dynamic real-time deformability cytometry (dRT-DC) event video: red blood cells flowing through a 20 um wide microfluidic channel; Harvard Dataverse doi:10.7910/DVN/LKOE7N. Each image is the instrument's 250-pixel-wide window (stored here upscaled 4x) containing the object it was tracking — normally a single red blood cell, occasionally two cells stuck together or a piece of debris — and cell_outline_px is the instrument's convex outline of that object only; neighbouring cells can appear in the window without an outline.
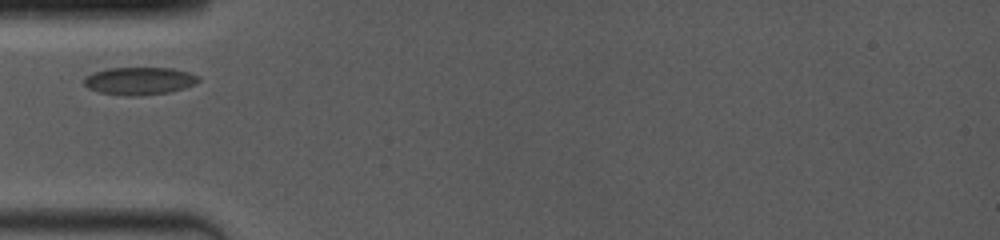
{"species": "common noctule bat (a hibernating species)", "species_latin": "Nyctalus noctula", "temperature_condition": "room temperature", "stored_images_in_passage": 35, "camera_frame_rate_fps": 4000, "um_per_image_px": 0.085, "animal": {"sex": "female", "body_mass_g": 19.0, "forearm_length_mm": 53.3}, "frame": {"image": 1, "passage_image": 1, "time_ms": 0.0, "image_size_px": [1000, 240], "cell_outline_px": [[200, 80], [196, 84], [184, 88], [168, 92], [140, 96], [124, 96], [100, 92], [88, 88], [84, 84], [84, 76], [92, 72], [108, 68], [172, 68], [188, 72], [200, 76]], "centroid_in_image_um": [11.84, 6.88], "position_along_channel_um": 73.2, "area_um2": 18.61}}
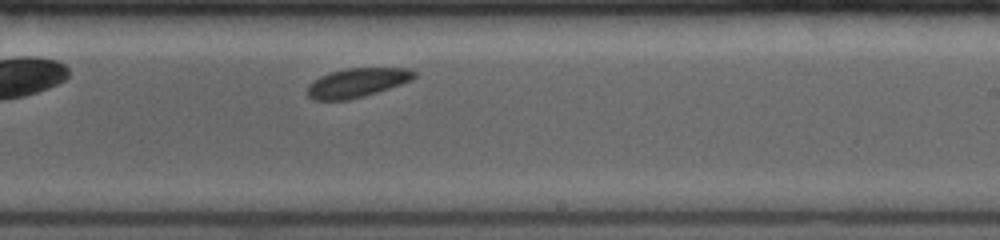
{"frame": {"image": 2, "passage_image": 19, "time_ms": 4.75, "image_size_px": [1000, 240], "cell_outline_px": [[416, 76], [412, 80], [364, 96], [348, 100], [312, 100], [308, 96], [308, 84], [320, 76], [344, 68], [412, 68], [416, 72]], "centroid_in_image_um": [30.35, 7.02], "position_along_channel_um": 258.6, "area_um2": 18.09}}
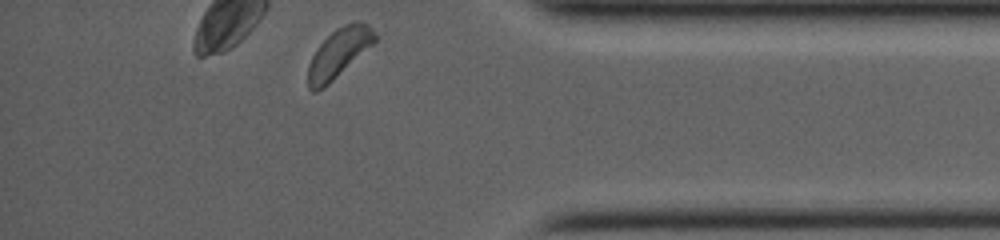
{"frame": {"image": 3, "passage_image": 35, "time_ms": 8.75, "image_size_px": [1000, 240], "cell_outline_px": [[376, 40], [372, 44], [324, 88], [316, 92], [312, 92], [308, 88], [308, 64], [316, 48], [336, 28], [344, 24], [356, 20], [360, 20], [368, 24], [372, 28], [376, 36]], "centroid_in_image_um": [28.77, 4.49], "position_along_channel_um": 406.4, "area_um2": 18.9}}